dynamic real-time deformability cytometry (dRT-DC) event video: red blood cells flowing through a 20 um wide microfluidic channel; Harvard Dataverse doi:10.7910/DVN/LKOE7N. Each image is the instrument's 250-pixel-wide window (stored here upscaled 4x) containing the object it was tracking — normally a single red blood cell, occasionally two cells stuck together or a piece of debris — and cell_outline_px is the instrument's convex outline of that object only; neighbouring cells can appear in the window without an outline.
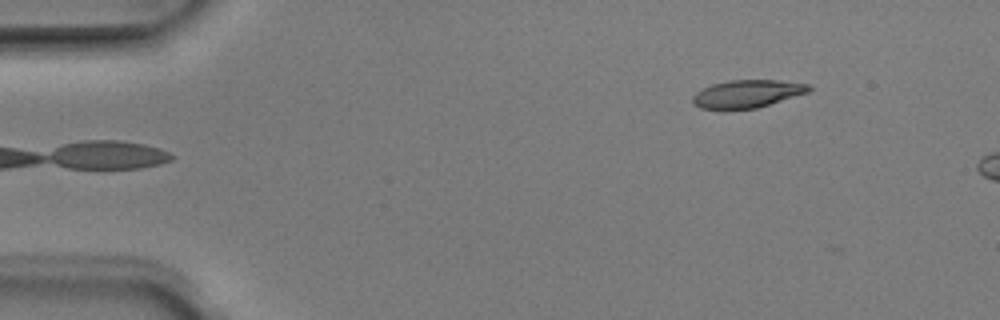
{"species": "Egyptian fruit bat (a non-hibernating species)", "species_latin": "Rousettus aegyptiacus", "temperature_condition": "room temperature", "stored_images_in_passage": 3, "camera_frame_rate_fps": 3000, "um_per_image_px": 0.085, "animal": {"sex": "male"}, "frame": {"image": 1, "passage_image": 3, "time_ms": 0.667, "image_size_px": [1000, 320], "cell_outline_px": [[812, 88], [808, 92], [756, 108], [700, 108], [692, 100], [692, 96], [696, 92], [712, 84], [728, 80], [776, 80], [808, 84]], "centroid_in_image_um": [63.52, 7.95], "position_along_channel_um": 21.5, "area_um2": 18.32}}